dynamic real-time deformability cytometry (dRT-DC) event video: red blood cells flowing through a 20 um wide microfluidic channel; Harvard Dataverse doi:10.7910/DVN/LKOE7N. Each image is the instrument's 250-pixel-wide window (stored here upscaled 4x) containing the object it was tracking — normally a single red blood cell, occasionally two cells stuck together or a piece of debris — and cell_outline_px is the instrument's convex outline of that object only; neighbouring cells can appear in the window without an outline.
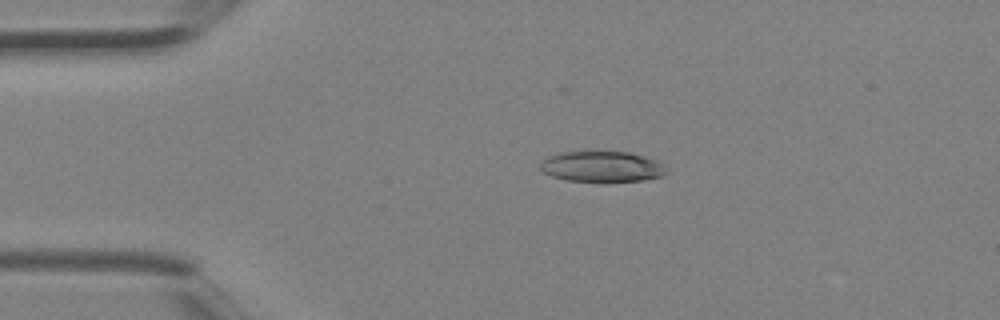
{"species": "Egyptian fruit bat (a non-hibernating species)", "species_latin": "Rousettus aegyptiacus", "temperature_condition": "room temperature", "stored_images_in_passage": 2, "camera_frame_rate_fps": 3000, "um_per_image_px": 0.085, "animal": {"sex": "female"}, "frame": {"image": 1, "passage_image": 1, "time_ms": 0.0, "image_size_px": [1000, 320], "cell_outline_px": [[668, 172], [660, 176], [644, 180], [568, 180], [552, 176], [544, 172], [540, 168], [540, 164], [548, 156], [564, 152], [628, 152], [656, 160], [668, 168]], "centroid_in_image_um": [51.18, 14.14], "position_along_channel_um": 33.8, "area_um2": 21.91}}
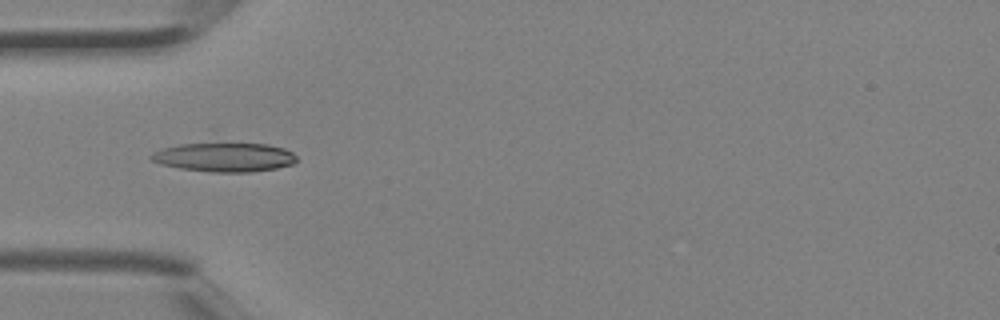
{"frame": {"image": 2, "passage_image": 2, "time_ms": 0.333, "image_size_px": [1000, 320], "cell_outline_px": [[296, 160], [292, 164], [276, 168], [248, 172], [212, 172], [180, 168], [160, 164], [152, 160], [148, 156], [164, 148], [180, 144], [268, 144], [284, 148], [292, 152], [296, 156]], "centroid_in_image_um": [19.09, 13.37], "position_along_channel_um": 65.9, "area_um2": 24.22}}